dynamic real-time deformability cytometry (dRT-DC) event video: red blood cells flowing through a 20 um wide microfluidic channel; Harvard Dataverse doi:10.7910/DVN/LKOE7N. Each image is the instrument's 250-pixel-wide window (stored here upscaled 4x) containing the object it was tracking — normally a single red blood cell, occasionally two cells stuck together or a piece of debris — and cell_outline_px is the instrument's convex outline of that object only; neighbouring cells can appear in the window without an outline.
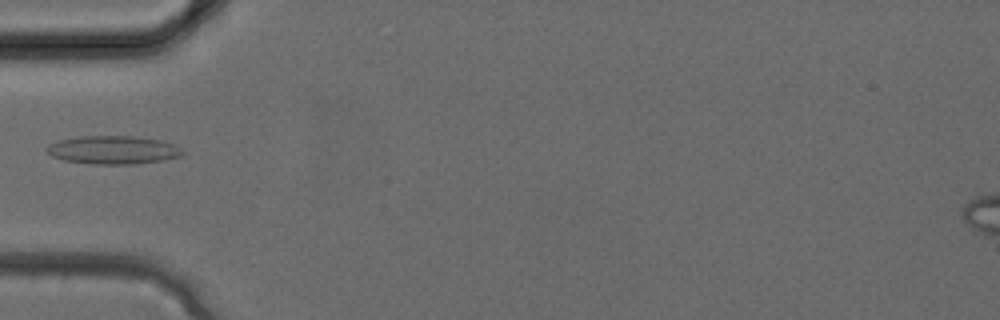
{"species": "common noctule bat (a hibernating species)", "species_latin": "Nyctalus noctula", "temperature_condition": "cold", "stored_images_in_passage": 33, "camera_frame_rate_fps": 3000, "um_per_image_px": 0.085, "animal": {"sex": "female", "body_mass_g": 24.6, "forearm_length_mm": 56.2}, "frame": {"image": 1, "passage_image": 11, "time_ms": 3.333, "image_size_px": [1000, 320], "cell_outline_px": [[184, 156], [164, 160], [132, 164], [92, 164], [64, 160], [52, 156], [44, 148], [48, 144], [60, 140], [80, 136], [132, 136], [160, 140], [172, 144], [180, 148], [184, 152]], "centroid_in_image_um": [9.61, 12.75], "position_along_channel_um": 75.4, "area_um2": 22.37}}
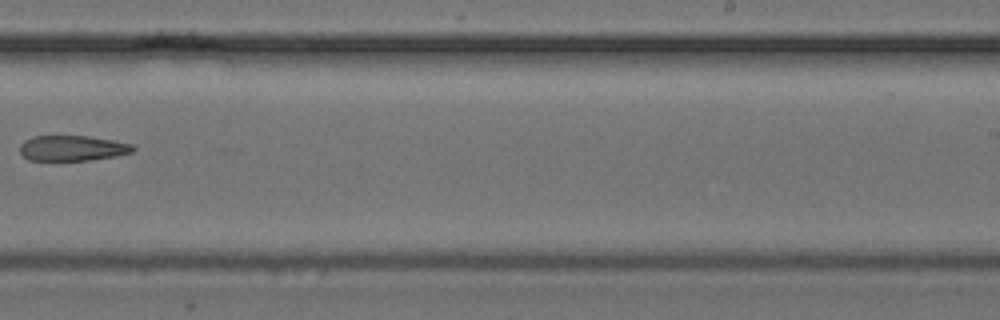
{"frame": {"image": 2, "passage_image": 21, "time_ms": 6.667, "image_size_px": [1000, 320], "cell_outline_px": [[136, 148], [132, 152], [116, 156], [92, 160], [28, 160], [20, 152], [20, 144], [24, 140], [32, 136], [88, 136], [112, 140], [132, 144]], "centroid_in_image_um": [6.15, 12.59], "position_along_channel_um": 282.9, "area_um2": 16.76}}
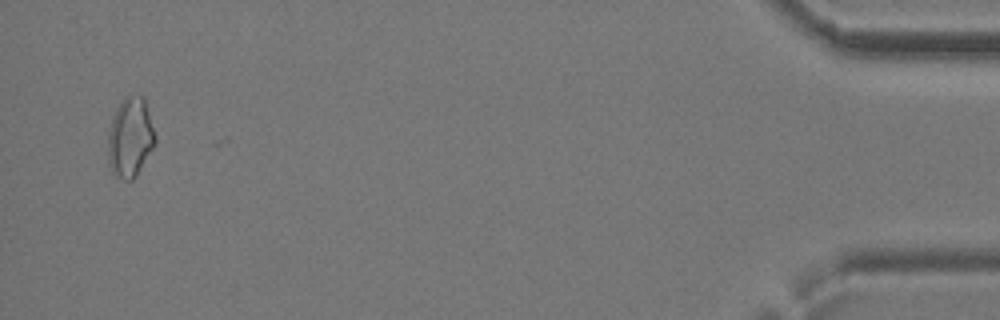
{"frame": {"image": 3, "passage_image": 32, "time_ms": 10.333, "image_size_px": [1000, 320], "cell_outline_px": [[156, 144], [136, 176], [132, 180], [124, 180], [116, 176], [112, 172], [108, 164], [108, 132], [112, 116], [116, 108], [124, 96], [144, 96], [156, 136]], "centroid_in_image_um": [11.07, 11.69], "position_along_channel_um": 424.1, "area_um2": 22.2}}